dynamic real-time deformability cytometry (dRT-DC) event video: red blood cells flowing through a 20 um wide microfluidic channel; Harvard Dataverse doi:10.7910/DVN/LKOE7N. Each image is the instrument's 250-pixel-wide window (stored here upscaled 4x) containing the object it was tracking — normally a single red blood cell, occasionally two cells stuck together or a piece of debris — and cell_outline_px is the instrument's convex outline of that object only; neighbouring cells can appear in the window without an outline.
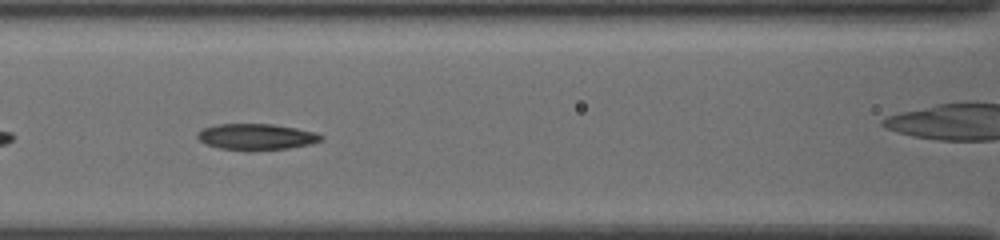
{"species": "common noctule bat (a hibernating species)", "species_latin": "Nyctalus noctula", "temperature_condition": "cold", "stored_images_in_passage": 17, "camera_frame_rate_fps": 3000, "um_per_image_px": 0.085, "animal": {"sex": "female", "body_mass_g": 19.5, "forearm_length_mm": 54.1}, "frame": {"image": 1, "passage_image": 6, "time_ms": 1.667, "image_size_px": [1000, 240], "cell_outline_px": [[324, 140], [308, 144], [288, 148], [220, 148], [204, 144], [196, 136], [196, 132], [204, 128], [216, 124], [272, 124], [296, 128], [316, 132], [324, 136]], "centroid_in_image_um": [21.79, 11.58], "position_along_channel_um": 144.8, "area_um2": 18.21}}